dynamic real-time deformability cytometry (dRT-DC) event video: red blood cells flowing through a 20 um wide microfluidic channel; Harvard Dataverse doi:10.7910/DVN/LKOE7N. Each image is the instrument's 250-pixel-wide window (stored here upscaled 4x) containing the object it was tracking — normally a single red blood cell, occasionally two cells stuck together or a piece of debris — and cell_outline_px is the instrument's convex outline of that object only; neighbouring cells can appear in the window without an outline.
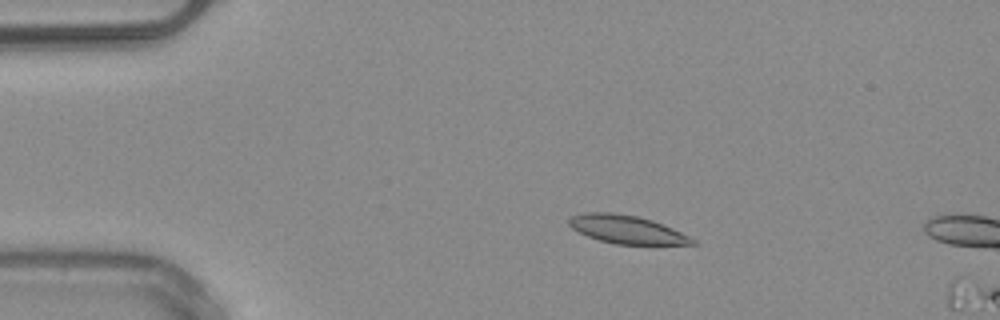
{"species": "common noctule bat (a hibernating species)", "species_latin": "Nyctalus noctula", "temperature_condition": "warm", "stored_images_in_passage": 11, "segment_of_instrument_passage": [1, 2], "camera_frame_rate_fps": 3000, "um_per_image_px": 0.085, "animal": {"sex": "male", "body_mass_g": 20.4}, "frame": {"image": 1, "passage_image": 10, "time_ms": 3.0, "image_size_px": [1000, 320], "cell_outline_px": [[696, 244], [616, 244], [600, 240], [588, 236], [572, 228], [568, 224], [568, 216], [584, 212], [612, 212], [636, 216], [652, 220], [672, 228], [696, 240]], "centroid_in_image_um": [53.22, 19.49], "position_along_channel_um": 31.8, "area_um2": 20.11}}